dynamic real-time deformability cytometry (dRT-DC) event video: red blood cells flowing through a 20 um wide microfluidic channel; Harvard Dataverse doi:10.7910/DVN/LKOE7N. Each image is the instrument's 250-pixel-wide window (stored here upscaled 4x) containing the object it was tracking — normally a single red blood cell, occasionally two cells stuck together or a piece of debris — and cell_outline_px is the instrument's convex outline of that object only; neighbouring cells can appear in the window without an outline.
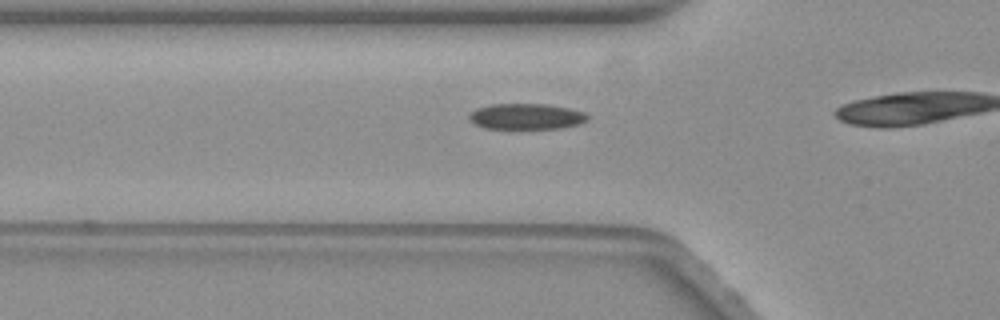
{"species": "common noctule bat (a hibernating species)", "species_latin": "Nyctalus noctula", "temperature_condition": "warm", "stored_images_in_passage": 15, "camera_frame_rate_fps": 3000, "um_per_image_px": 0.085, "animal": {"sex": "female", "body_mass_g": 19.3, "forearm_length_mm": 54.1}, "frame": {"image": 1, "passage_image": 9, "time_ms": 2.667, "image_size_px": [1000, 320], "cell_outline_px": [[588, 116], [580, 124], [560, 128], [484, 128], [476, 124], [468, 116], [476, 108], [492, 104], [548, 104], [568, 108], [584, 112]], "centroid_in_image_um": [44.73, 9.89], "position_along_channel_um": 81.1, "area_um2": 17.51}}